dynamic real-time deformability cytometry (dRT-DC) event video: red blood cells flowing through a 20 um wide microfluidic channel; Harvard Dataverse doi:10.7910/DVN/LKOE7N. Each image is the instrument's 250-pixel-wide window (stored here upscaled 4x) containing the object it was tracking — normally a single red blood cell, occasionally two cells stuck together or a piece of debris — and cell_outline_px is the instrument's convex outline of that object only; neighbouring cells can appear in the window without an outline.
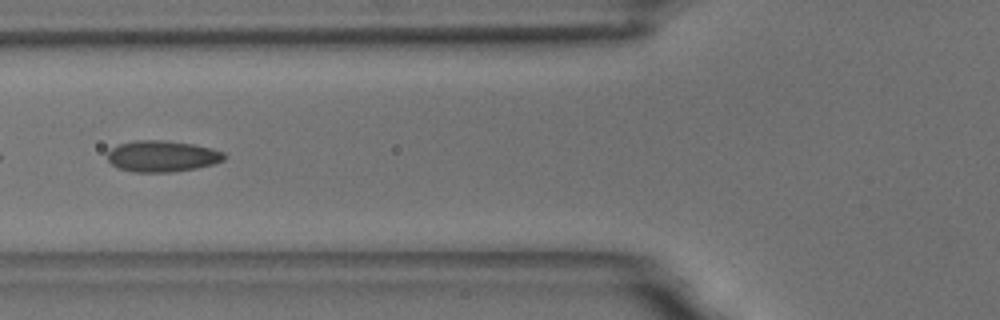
{"species": "common noctule bat (a hibernating species)", "species_latin": "Nyctalus noctula", "temperature_condition": "room temperature", "stored_images_in_passage": 38, "camera_frame_rate_fps": 3000, "um_per_image_px": 0.085, "animal": {"sex": "male", "body_mass_g": 18.8}, "frame": {"image": 1, "passage_image": 6, "time_ms": 1.667, "image_size_px": [1000, 320], "cell_outline_px": [[224, 160], [212, 164], [196, 168], [172, 172], [132, 172], [116, 168], [108, 160], [108, 152], [112, 148], [120, 144], [136, 140], [164, 140], [192, 144], [212, 148], [224, 152]], "centroid_in_image_um": [13.77, 13.28], "position_along_channel_um": 112.0, "area_um2": 21.21}, "authors_computed_cell_mechanics": {"area_um2": 20.2878, "velocity_mm_per_s": 3.7094, "shape_relaxation_time_tau1_ms": 8.6046, "shape_relaxation_time_tau2_ms": 1.3509, "deformation_change_tau1": 0.1829, "deformation_change_tau2": 0.0871}}